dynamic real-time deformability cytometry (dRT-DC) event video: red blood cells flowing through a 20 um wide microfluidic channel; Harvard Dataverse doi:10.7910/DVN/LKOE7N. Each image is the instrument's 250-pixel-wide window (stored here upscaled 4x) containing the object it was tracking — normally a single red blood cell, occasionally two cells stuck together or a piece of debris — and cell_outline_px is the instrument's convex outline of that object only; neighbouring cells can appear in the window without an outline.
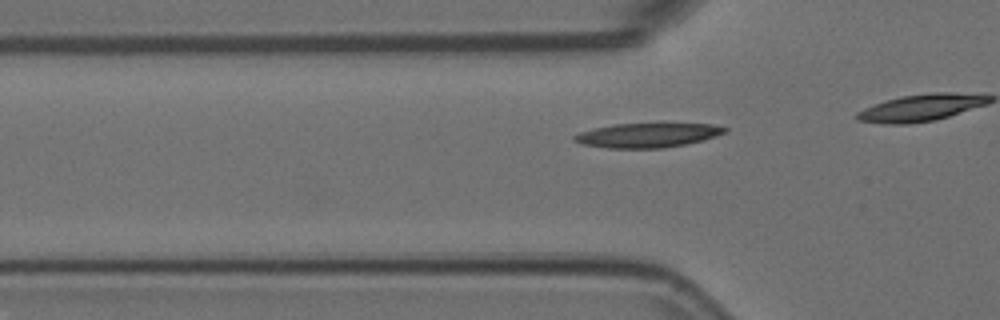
{"species": "Egyptian fruit bat (a non-hibernating species)", "species_latin": "Rousettus aegyptiacus", "temperature_condition": "room temperature", "stored_images_in_passage": 32, "camera_frame_rate_fps": 3000, "um_per_image_px": 0.085, "animal": {"sex": "female"}, "frame": {"image": 1, "passage_image": 7, "time_ms": 2.0, "image_size_px": [1000, 320], "cell_outline_px": [[728, 128], [724, 132], [716, 136], [684, 144], [664, 148], [608, 148], [584, 144], [572, 140], [572, 136], [580, 132], [596, 128], [616, 124], [660, 120], [712, 124]], "centroid_in_image_um": [55.09, 11.43], "position_along_channel_um": 70.7, "area_um2": 22.31}}
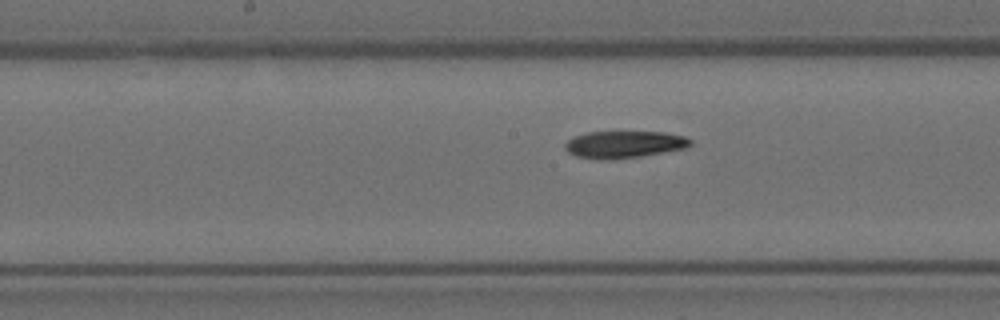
{"frame": {"image": 2, "passage_image": 17, "time_ms": 5.333, "image_size_px": [1000, 320], "cell_outline_px": [[692, 144], [684, 148], [664, 152], [640, 156], [612, 160], [600, 160], [576, 156], [568, 152], [564, 148], [564, 144], [568, 140], [576, 136], [588, 132], [664, 132], [684, 136], [692, 140]], "centroid_in_image_um": [53.04, 12.28], "position_along_channel_um": 195.2, "area_um2": 19.77}}
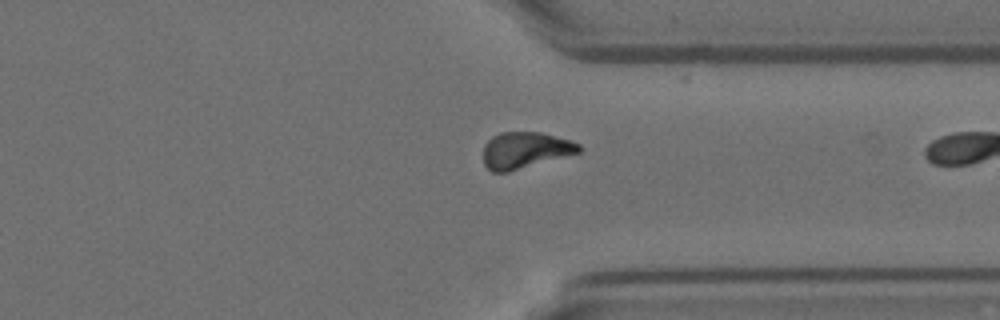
{"frame": {"image": 3, "passage_image": 31, "time_ms": 10.0, "image_size_px": [1000, 320], "cell_outline_px": [[584, 148], [580, 152], [508, 172], [492, 172], [484, 164], [484, 144], [492, 136], [500, 132], [540, 132], [572, 140], [580, 144]], "centroid_in_image_um": [44.65, 12.75], "position_along_channel_um": 366.7, "area_um2": 20.35}}